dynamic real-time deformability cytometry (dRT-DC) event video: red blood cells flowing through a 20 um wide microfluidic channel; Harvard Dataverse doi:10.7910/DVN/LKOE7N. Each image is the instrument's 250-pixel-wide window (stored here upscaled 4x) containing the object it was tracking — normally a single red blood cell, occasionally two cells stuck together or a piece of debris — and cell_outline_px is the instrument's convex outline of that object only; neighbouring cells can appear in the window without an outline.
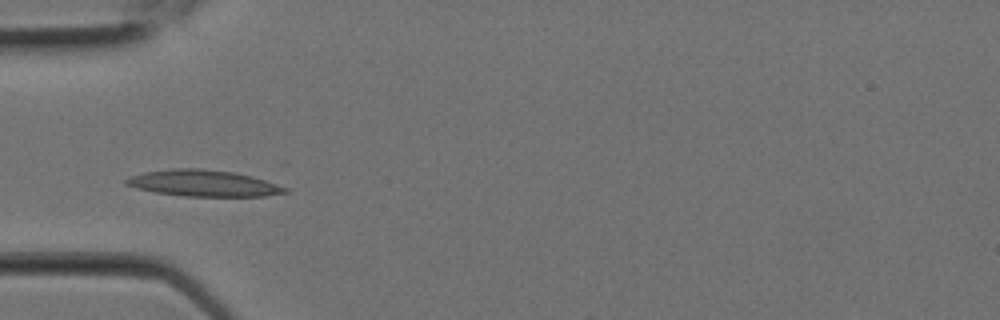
{"species": "Egyptian fruit bat (a non-hibernating species)", "species_latin": "Rousettus aegyptiacus", "temperature_condition": "room temperature", "stored_images_in_passage": 2, "camera_frame_rate_fps": 3000, "um_per_image_px": 0.085, "animal": {"sex": "female"}, "frame": {"image": 1, "passage_image": 2, "time_ms": 0.333, "image_size_px": [1000, 320], "cell_outline_px": [[292, 192], [264, 196], [184, 196], [156, 192], [136, 188], [124, 184], [124, 180], [128, 176], [144, 172], [172, 168], [200, 168], [232, 172], [252, 176], [288, 188]], "centroid_in_image_um": [17.27, 15.57], "position_along_channel_um": 67.7, "area_um2": 24.45}}